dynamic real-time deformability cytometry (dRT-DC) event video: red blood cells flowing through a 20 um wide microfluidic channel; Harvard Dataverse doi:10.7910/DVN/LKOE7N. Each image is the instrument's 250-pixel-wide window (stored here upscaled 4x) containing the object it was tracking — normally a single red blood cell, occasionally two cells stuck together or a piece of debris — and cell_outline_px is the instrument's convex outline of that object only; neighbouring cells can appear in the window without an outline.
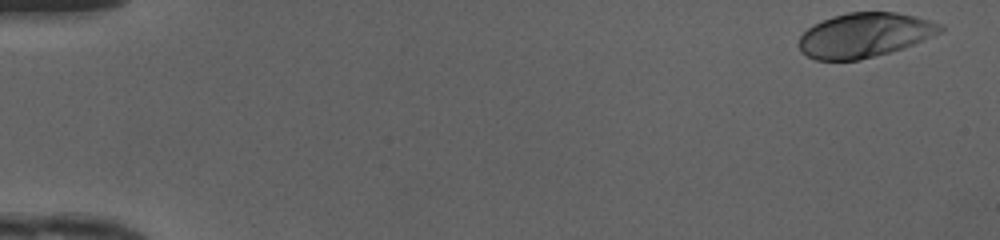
{"species": "human", "species_latin": "Homo sapiens", "temperature_condition": "cold", "stored_images_in_passage": 42, "camera_frame_rate_fps": 3000, "um_per_image_px": 0.085, "donor": {"sex": "female"}, "frame": {"image": 1, "passage_image": 1, "time_ms": 0.0, "image_size_px": [1000, 240], "cell_outline_px": [[944, 28], [940, 32], [904, 48], [860, 60], [816, 60], [800, 52], [796, 44], [800, 36], [812, 24], [832, 16], [848, 12], [896, 12], [916, 16], [944, 24]], "centroid_in_image_um": [73.45, 2.98], "position_along_channel_um": 11.5, "area_um2": 36.88}}
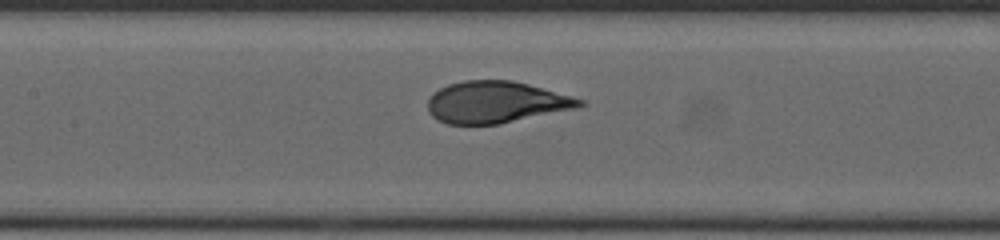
{"frame": {"image": 2, "passage_image": 23, "time_ms": 7.333, "image_size_px": [1000, 240], "cell_outline_px": [[588, 104], [580, 108], [500, 124], [448, 124], [432, 116], [428, 112], [428, 100], [432, 92], [448, 84], [464, 80], [512, 80], [528, 84], [572, 96], [584, 100]], "centroid_in_image_um": [42.2, 8.69], "position_along_channel_um": 165.2, "area_um2": 37.22}}
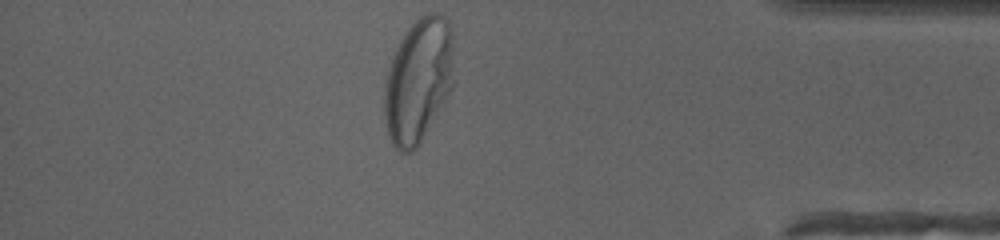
{"frame": {"image": 3, "passage_image": 42, "time_ms": 13.667, "image_size_px": [1000, 240], "cell_outline_px": [[452, 88], [416, 148], [412, 152], [400, 152], [392, 144], [388, 136], [384, 116], [384, 84], [388, 68], [392, 56], [404, 32], [420, 16], [428, 12], [436, 12], [444, 16], [448, 20], [452, 32]], "centroid_in_image_um": [35.53, 6.82], "position_along_channel_um": 399.7, "area_um2": 50.29}, "authors_computed_cell_mechanics": {"area_um2": 37.4544, "velocity_mm_per_s": 4.1686, "shape_relaxation_time_tau1_ms": 3.2544, "shape_relaxation_time_tau2_ms": null, "deformation_change_tau1": 0.2045, "deformation_change_tau2": null}}